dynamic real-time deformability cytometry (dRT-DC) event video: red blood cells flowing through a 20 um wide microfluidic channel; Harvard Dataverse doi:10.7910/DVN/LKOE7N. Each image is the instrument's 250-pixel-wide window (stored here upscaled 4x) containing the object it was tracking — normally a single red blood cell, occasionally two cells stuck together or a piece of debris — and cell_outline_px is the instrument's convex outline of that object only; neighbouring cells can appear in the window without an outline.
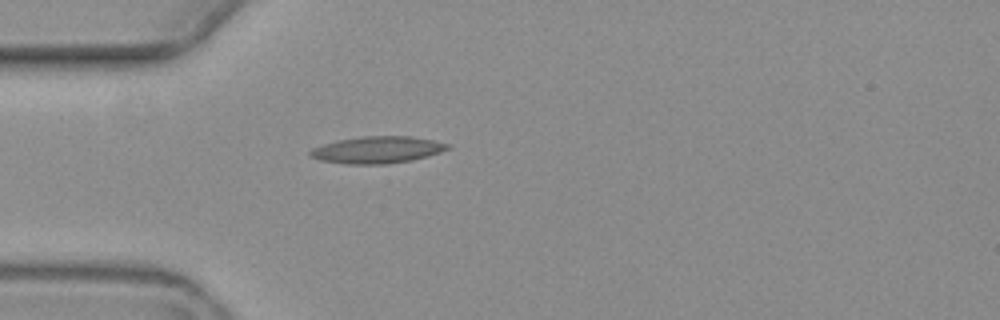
{"species": "common noctule bat (a hibernating species)", "species_latin": "Nyctalus noctula", "temperature_condition": "warm", "stored_images_in_passage": 1, "camera_frame_rate_fps": 3000, "um_per_image_px": 0.085, "animal": {"sex": "female", "body_mass_g": 19.3, "forearm_length_mm": 54.1}, "frame": {"image": 1, "passage_image": 1, "time_ms": 0.0, "image_size_px": [1000, 320], "cell_outline_px": [[452, 148], [428, 156], [412, 160], [388, 164], [344, 164], [320, 160], [308, 156], [308, 152], [312, 148], [324, 144], [340, 140], [360, 136], [412, 136], [452, 144]], "centroid_in_image_um": [32.09, 12.74], "position_along_channel_um": 52.9, "area_um2": 21.73}}